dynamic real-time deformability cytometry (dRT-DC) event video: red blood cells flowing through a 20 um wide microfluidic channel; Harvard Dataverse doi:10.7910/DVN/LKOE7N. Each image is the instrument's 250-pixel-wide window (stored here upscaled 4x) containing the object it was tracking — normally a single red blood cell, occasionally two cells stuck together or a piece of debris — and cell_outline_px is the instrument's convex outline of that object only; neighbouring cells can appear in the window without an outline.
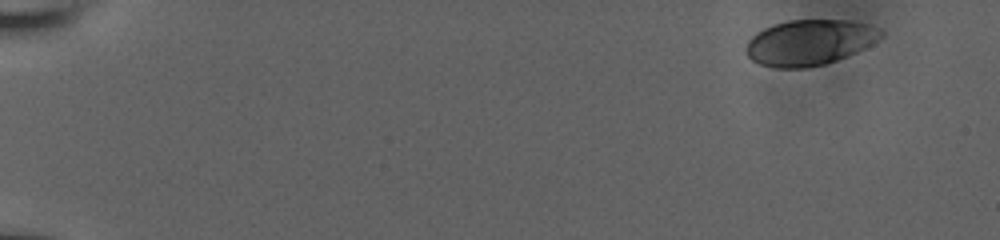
{"species": "human", "species_latin": "Homo sapiens", "temperature_condition": "room temperature", "stored_images_in_passage": 14, "camera_frame_rate_fps": 3000, "um_per_image_px": 0.085, "donor": {"sex": "male"}, "frame": {"image": 1, "passage_image": 1, "time_ms": 0.0, "image_size_px": [1000, 240], "cell_outline_px": [[884, 36], [872, 44], [856, 52], [836, 60], [824, 64], [804, 68], [776, 68], [760, 64], [752, 60], [748, 56], [744, 48], [748, 40], [756, 32], [772, 24], [788, 20], [848, 20], [880, 28], [884, 32]], "centroid_in_image_um": [68.79, 3.6], "position_along_channel_um": 16.2, "area_um2": 35.95}}